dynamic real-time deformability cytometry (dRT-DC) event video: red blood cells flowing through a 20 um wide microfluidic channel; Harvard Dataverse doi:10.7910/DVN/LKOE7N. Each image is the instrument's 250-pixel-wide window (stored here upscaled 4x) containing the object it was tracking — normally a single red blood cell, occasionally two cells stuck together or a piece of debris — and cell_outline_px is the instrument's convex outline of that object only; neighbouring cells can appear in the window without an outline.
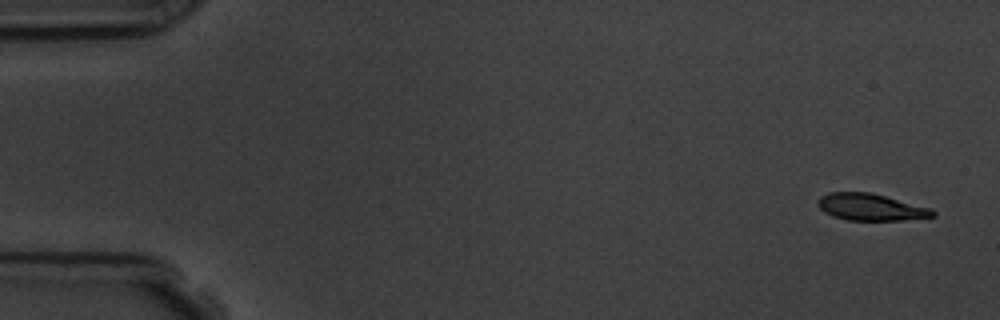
{"species": "common noctule bat (a hibernating species)", "species_latin": "Nyctalus noctula", "temperature_condition": "room temperature", "stored_images_in_passage": 4, "camera_frame_rate_fps": 3000, "um_per_image_px": 0.085, "animal": {"sex": "male", "body_mass_g": 19.5, "forearm_length_mm": 54.6}, "frame": {"image": 1, "passage_image": 1, "time_ms": 0.0, "image_size_px": [1000, 320], "cell_outline_px": [[936, 216], [900, 220], [848, 220], [832, 216], [824, 212], [820, 208], [820, 196], [828, 192], [868, 192], [932, 208], [936, 212]], "centroid_in_image_um": [74.03, 17.61], "position_along_channel_um": 11.0, "area_um2": 17.74}}
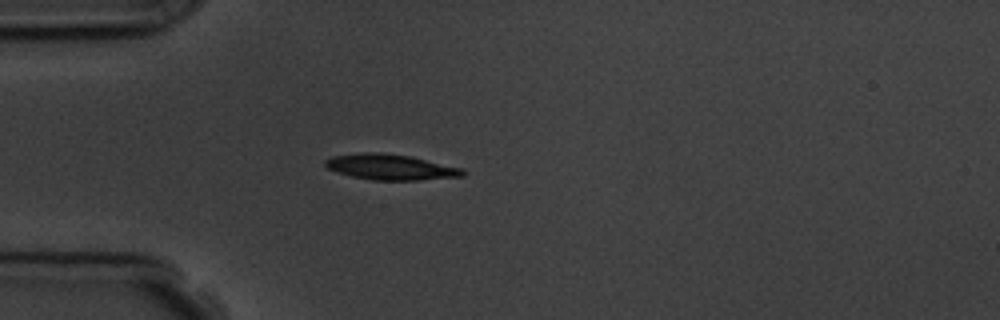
{"frame": {"image": 2, "passage_image": 4, "time_ms": 4.333, "image_size_px": [1000, 320], "cell_outline_px": [[468, 172], [464, 176], [420, 180], [372, 180], [352, 176], [328, 168], [324, 164], [324, 160], [332, 156], [364, 152], [380, 152], [412, 156], [464, 168]], "centroid_in_image_um": [33.27, 14.19], "position_along_channel_um": 51.7, "area_um2": 20.69}}